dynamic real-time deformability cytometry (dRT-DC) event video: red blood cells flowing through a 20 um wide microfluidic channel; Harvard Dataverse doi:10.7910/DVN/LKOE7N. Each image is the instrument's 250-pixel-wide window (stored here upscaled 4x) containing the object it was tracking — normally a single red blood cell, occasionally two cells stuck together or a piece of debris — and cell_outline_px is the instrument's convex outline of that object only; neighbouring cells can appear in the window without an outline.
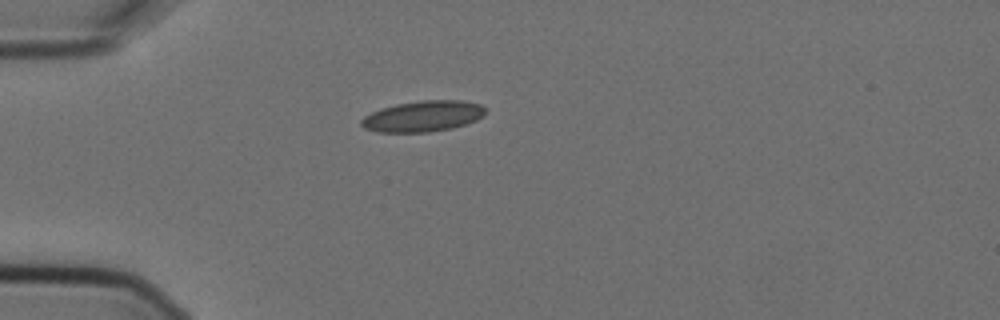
{"species": "Egyptian fruit bat (a non-hibernating species)", "species_latin": "Rousettus aegyptiacus", "temperature_condition": "cold", "stored_images_in_passage": 1, "camera_frame_rate_fps": 3000, "um_per_image_px": 0.085, "animal": {"sex": "female"}, "frame": {"image": 1, "passage_image": 1, "time_ms": 0.0, "image_size_px": [1000, 320], "cell_outline_px": [[484, 116], [476, 120], [452, 128], [428, 132], [376, 132], [364, 128], [360, 124], [360, 120], [364, 116], [380, 108], [396, 104], [424, 100], [460, 100], [480, 104], [484, 108]], "centroid_in_image_um": [35.91, 9.88], "position_along_channel_um": 49.1, "area_um2": 22.31}}